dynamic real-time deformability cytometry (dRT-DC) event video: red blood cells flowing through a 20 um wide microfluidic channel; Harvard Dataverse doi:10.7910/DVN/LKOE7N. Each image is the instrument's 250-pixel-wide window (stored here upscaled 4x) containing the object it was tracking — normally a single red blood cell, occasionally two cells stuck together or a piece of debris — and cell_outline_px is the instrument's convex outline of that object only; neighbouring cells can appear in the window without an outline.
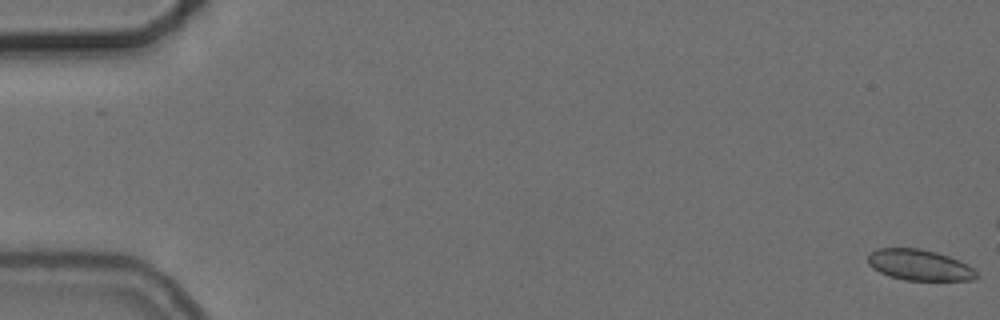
{"species": "common noctule bat (a hibernating species)", "species_latin": "Nyctalus noctula", "temperature_condition": "cold", "stored_images_in_passage": 14, "camera_frame_rate_fps": 3000, "um_per_image_px": 0.085, "animal": {"sex": "female", "body_mass_g": 24.6, "forearm_length_mm": 56.2}, "frame": {"image": 1, "passage_image": 1, "time_ms": 0.0, "image_size_px": [1000, 320], "cell_outline_px": [[980, 276], [972, 280], [904, 280], [888, 276], [872, 268], [868, 264], [868, 252], [876, 248], [920, 248], [936, 252], [948, 256], [968, 264]], "centroid_in_image_um": [78.12, 22.52], "position_along_channel_um": 6.9, "area_um2": 19.71}}